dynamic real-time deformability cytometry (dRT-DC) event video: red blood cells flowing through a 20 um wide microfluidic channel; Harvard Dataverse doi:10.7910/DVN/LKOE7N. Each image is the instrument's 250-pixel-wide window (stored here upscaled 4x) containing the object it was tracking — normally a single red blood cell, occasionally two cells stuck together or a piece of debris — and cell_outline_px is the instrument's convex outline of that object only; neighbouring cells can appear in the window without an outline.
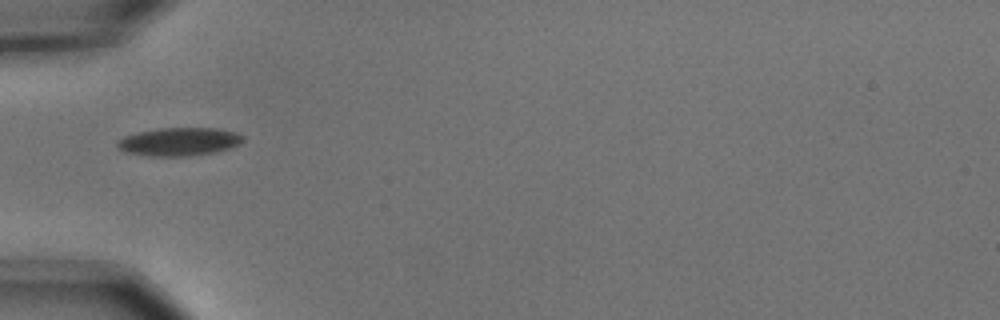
{"species": "common noctule bat (a hibernating species)", "species_latin": "Nyctalus noctula", "temperature_condition": "cold", "stored_images_in_passage": 2, "camera_frame_rate_fps": 3000, "um_per_image_px": 0.085, "animal": {"sex": "male", "body_mass_g": 15.6}, "frame": {"image": 1, "passage_image": 1, "time_ms": 0.0, "image_size_px": [1000, 320], "cell_outline_px": [[244, 140], [240, 144], [216, 152], [188, 156], [148, 156], [124, 152], [116, 148], [116, 140], [124, 136], [136, 132], [160, 128], [216, 128], [236, 132], [244, 136]], "centroid_in_image_um": [15.18, 12.04], "position_along_channel_um": 69.8, "area_um2": 20.92}}
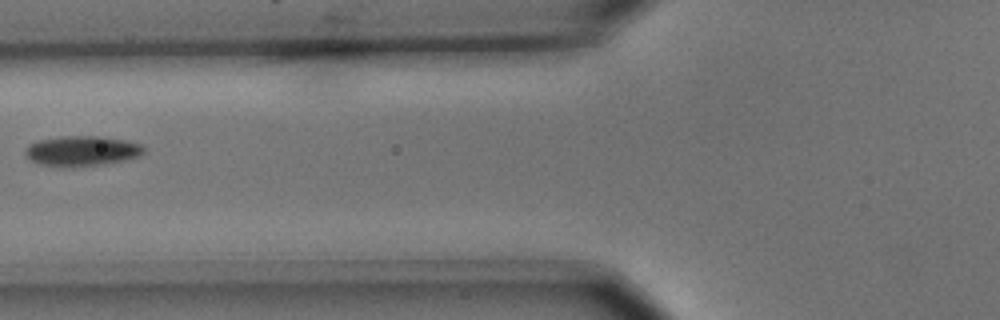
{"frame": {"image": 2, "passage_image": 2, "time_ms": 0.333, "image_size_px": [1000, 320], "cell_outline_px": [[144, 152], [140, 156], [124, 160], [104, 164], [72, 168], [64, 168], [40, 164], [28, 160], [24, 152], [24, 148], [28, 144], [40, 140], [60, 136], [104, 136], [128, 140], [144, 144]], "centroid_in_image_um": [6.95, 12.84], "position_along_channel_um": 118.8, "area_um2": 21.5}}